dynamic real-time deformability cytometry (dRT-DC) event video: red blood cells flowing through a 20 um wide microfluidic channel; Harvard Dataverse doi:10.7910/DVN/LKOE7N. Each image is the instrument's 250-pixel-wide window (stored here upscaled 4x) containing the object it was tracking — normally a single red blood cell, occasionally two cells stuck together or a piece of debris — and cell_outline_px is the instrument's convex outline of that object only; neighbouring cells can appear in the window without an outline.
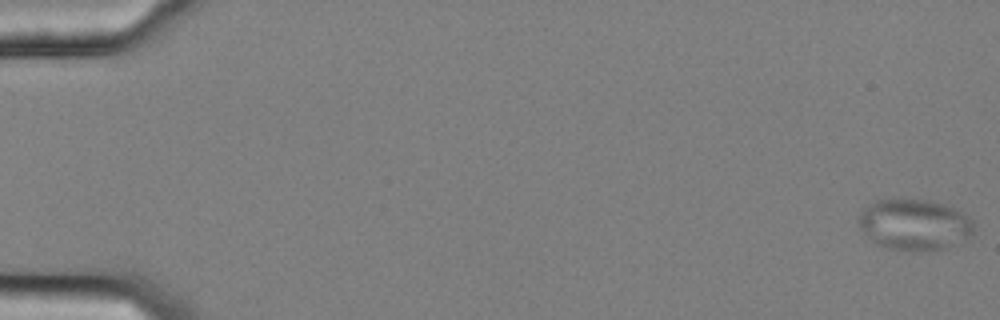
{"species": "common noctule bat (a hibernating species)", "species_latin": "Nyctalus noctula", "temperature_condition": "cold", "stored_images_in_passage": 17, "camera_frame_rate_fps": 3000, "um_per_image_px": 0.085, "animal": {"sex": "female", "body_mass_g": 25.1}, "frame": {"image": 1, "passage_image": 1, "time_ms": 0.0, "image_size_px": [1000, 320], "cell_outline_px": [[972, 236], [944, 248], [888, 248], [876, 244], [860, 228], [856, 220], [860, 212], [864, 208], [876, 200], [928, 200], [944, 204], [956, 208], [972, 220]], "centroid_in_image_um": [77.69, 19.05], "position_along_channel_um": 7.3, "area_um2": 33.29}}
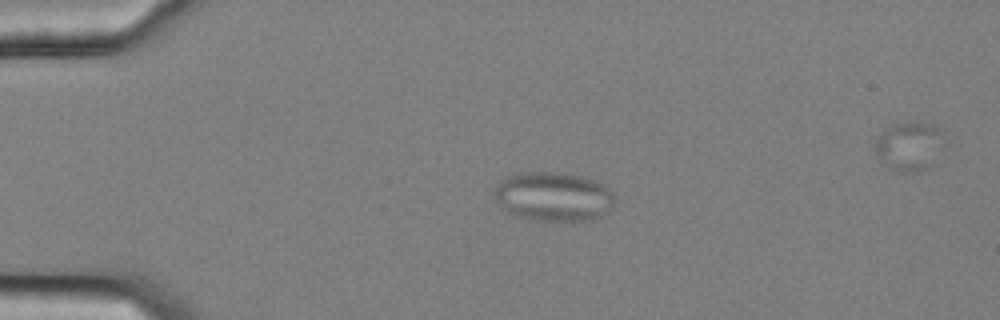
{"frame": {"image": 2, "passage_image": 14, "time_ms": 4.333, "image_size_px": [1000, 320], "cell_outline_px": [[616, 200], [612, 208], [600, 216], [592, 220], [536, 220], [520, 216], [508, 212], [496, 200], [492, 192], [500, 180], [508, 176], [520, 172], [552, 172], [580, 176], [592, 180], [608, 188], [612, 192]], "centroid_in_image_um": [47.03, 16.7], "position_along_channel_um": 38.0, "area_um2": 34.22}}